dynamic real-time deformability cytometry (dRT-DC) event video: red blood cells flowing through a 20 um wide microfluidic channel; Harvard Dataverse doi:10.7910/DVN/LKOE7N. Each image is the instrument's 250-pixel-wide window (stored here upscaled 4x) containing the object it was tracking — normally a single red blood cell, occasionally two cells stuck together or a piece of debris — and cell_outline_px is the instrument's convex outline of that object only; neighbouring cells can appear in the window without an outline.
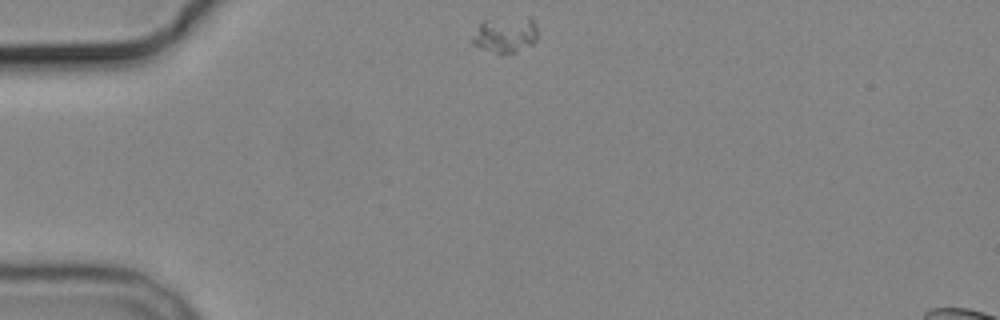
{"species": "common noctule bat (a hibernating species)", "species_latin": "Nyctalus noctula", "temperature_condition": "cold", "stored_images_in_passage": 3, "camera_frame_rate_fps": 3000, "um_per_image_px": 0.085, "animal": {"sex": "male", "body_mass_g": 19.2, "forearm_length_mm": 51.8}, "frame": {"image": 1, "passage_image": 1, "time_ms": 0.0, "image_size_px": [1000, 320], "cell_outline_px": [[536, 40], [532, 44], [516, 52], [500, 56], [480, 48], [472, 44], [472, 40], [480, 24], [484, 20], [528, 16], [532, 16], [536, 24]], "centroid_in_image_um": [42.98, 2.97], "position_along_channel_um": 42.0, "area_um2": 13.93}}
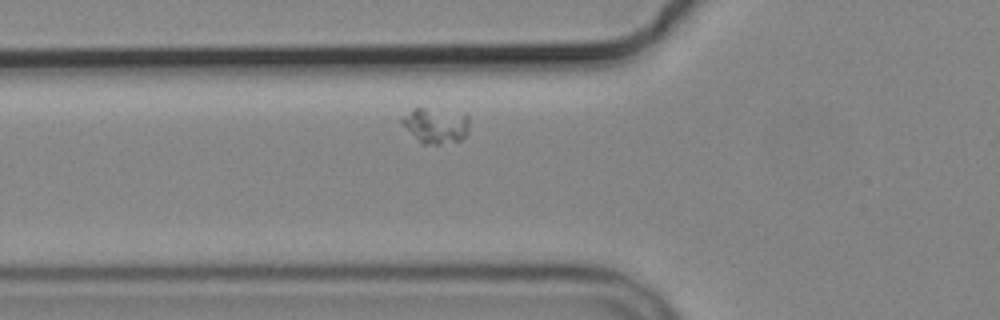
{"frame": {"image": 2, "passage_image": 3, "time_ms": 2.333, "image_size_px": [1000, 320], "cell_outline_px": [[468, 132], [460, 140], [440, 144], [420, 144], [400, 120], [400, 116], [412, 108], [424, 108], [464, 112], [468, 116]], "centroid_in_image_um": [37.03, 10.64], "position_along_channel_um": 88.8, "area_um2": 14.1}}